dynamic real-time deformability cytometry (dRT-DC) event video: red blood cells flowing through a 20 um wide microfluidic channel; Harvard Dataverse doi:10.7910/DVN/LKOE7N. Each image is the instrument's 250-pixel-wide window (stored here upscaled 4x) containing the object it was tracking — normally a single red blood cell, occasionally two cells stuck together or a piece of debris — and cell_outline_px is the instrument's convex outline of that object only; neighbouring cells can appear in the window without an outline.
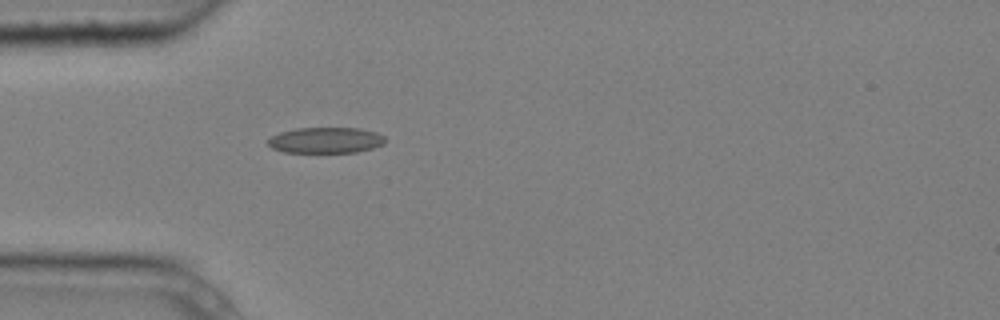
{"species": "common noctule bat (a hibernating species)", "species_latin": "Nyctalus noctula", "temperature_condition": "cold", "stored_images_in_passage": 5, "camera_frame_rate_fps": 3000, "um_per_image_px": 0.085, "animal": {"sex": "male", "body_mass_g": 20.4}, "frame": {"image": 1, "passage_image": 5, "time_ms": 1.333, "image_size_px": [1000, 320], "cell_outline_px": [[384, 144], [372, 148], [356, 152], [284, 152], [272, 148], [268, 144], [268, 140], [272, 136], [280, 132], [296, 128], [360, 128], [376, 132], [384, 136]], "centroid_in_image_um": [27.69, 11.91], "position_along_channel_um": 57.3, "area_um2": 17.57}}